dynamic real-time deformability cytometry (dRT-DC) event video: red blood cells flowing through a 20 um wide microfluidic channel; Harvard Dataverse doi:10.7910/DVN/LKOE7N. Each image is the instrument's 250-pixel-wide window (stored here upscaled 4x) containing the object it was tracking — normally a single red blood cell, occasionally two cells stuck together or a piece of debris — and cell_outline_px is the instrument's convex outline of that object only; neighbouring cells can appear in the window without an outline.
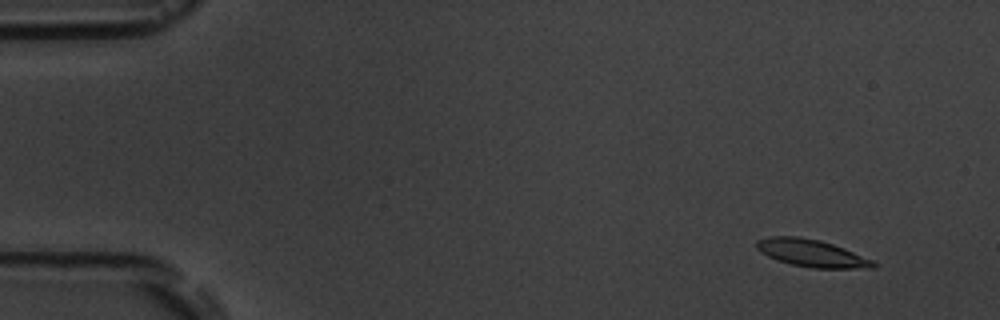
{"species": "common noctule bat (a hibernating species)", "species_latin": "Nyctalus noctula", "temperature_condition": "room temperature", "stored_images_in_passage": 6, "segment_of_instrument_passage": [1, 2], "camera_frame_rate_fps": 3000, "um_per_image_px": 0.085, "animal": {"sex": "male", "body_mass_g": 19.5, "forearm_length_mm": 54.6}, "frame": {"image": 1, "passage_image": 2, "time_ms": 1.333, "image_size_px": [1000, 320], "cell_outline_px": [[876, 268], [812, 268], [792, 264], [776, 260], [760, 252], [756, 248], [756, 240], [768, 236], [800, 236], [820, 240], [844, 248], [872, 260], [876, 264]], "centroid_in_image_um": [68.95, 21.51], "position_along_channel_um": 16.1, "area_um2": 18.61}}